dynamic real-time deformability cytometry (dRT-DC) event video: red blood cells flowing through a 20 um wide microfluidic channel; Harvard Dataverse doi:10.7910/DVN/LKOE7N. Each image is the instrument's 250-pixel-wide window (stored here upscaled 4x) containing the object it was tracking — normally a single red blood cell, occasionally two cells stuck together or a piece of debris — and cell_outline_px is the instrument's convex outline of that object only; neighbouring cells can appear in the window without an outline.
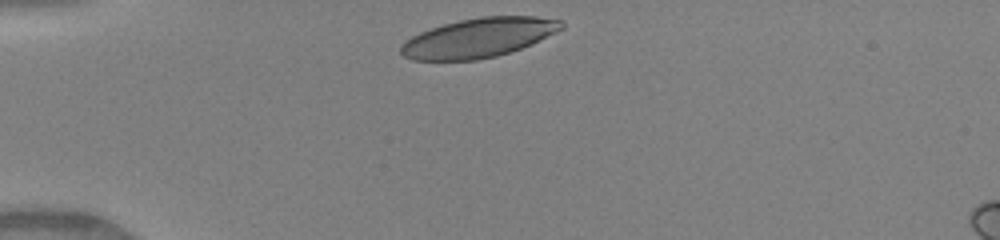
{"species": "human", "species_latin": "Homo sapiens", "temperature_condition": "warm", "stored_images_in_passage": 31, "camera_frame_rate_fps": 3000, "um_per_image_px": 0.085, "donor": {"sex": "female"}, "frame": {"image": 1, "passage_image": 1, "time_ms": 0.0, "image_size_px": [1000, 240], "cell_outline_px": [[564, 28], [556, 32], [520, 48], [496, 56], [476, 60], [412, 60], [404, 56], [400, 52], [400, 48], [412, 36], [420, 32], [444, 24], [460, 20], [480, 16], [536, 16], [564, 20]], "centroid_in_image_um": [40.71, 3.2], "position_along_channel_um": 44.3, "area_um2": 36.47}}
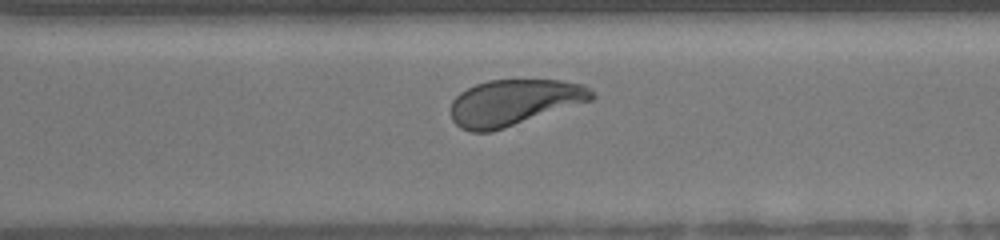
{"frame": {"image": 2, "passage_image": 24, "time_ms": 7.667, "image_size_px": [1000, 240], "cell_outline_px": [[596, 96], [592, 100], [492, 132], [472, 132], [460, 128], [452, 120], [452, 100], [460, 92], [476, 84], [488, 80], [564, 80], [584, 84]], "centroid_in_image_um": [43.69, 8.71], "position_along_channel_um": 326.9, "area_um2": 37.74}}
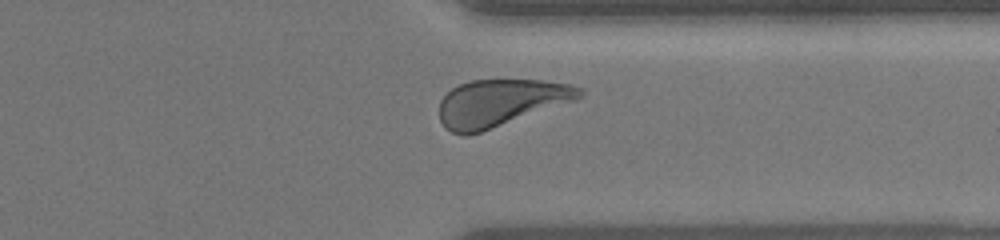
{"frame": {"image": 3, "passage_image": 27, "time_ms": 8.667, "image_size_px": [1000, 240], "cell_outline_px": [[584, 96], [576, 100], [480, 132], [452, 132], [444, 128], [440, 120], [440, 100], [452, 88], [460, 84], [472, 80], [544, 80], [568, 84], [584, 88]], "centroid_in_image_um": [42.58, 8.7], "position_along_channel_um": 368.8, "area_um2": 37.92}, "authors_computed_cell_mechanics": {"area_um2": 38.6682, "velocity_mm_per_s": 4.1301, "shape_relaxation_time_tau1_ms": 2.8182, "shape_relaxation_time_tau2_ms": 1.2608, "deformation_change_tau1": 0.1622, "deformation_change_tau2": 0.0621}}